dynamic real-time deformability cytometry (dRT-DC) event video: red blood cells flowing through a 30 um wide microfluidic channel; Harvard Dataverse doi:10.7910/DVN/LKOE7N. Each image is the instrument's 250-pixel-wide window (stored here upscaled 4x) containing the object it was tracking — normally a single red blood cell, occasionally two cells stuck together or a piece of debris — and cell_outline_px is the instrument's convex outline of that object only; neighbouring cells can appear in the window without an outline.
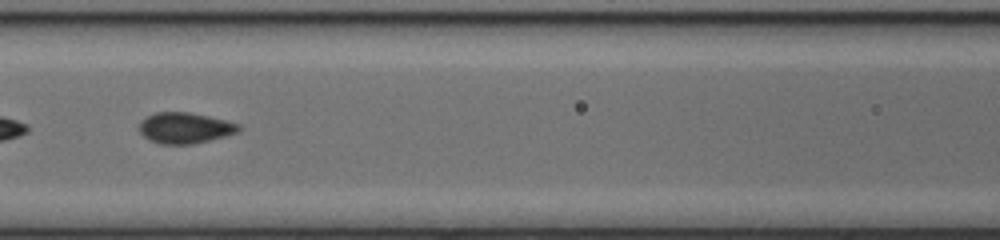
{"species": "common noctule bat (a hibernating species)", "species_latin": "Nyctalus noctula", "temperature_condition": "cold", "stored_images_in_passage": 50, "segment_of_instrument_passage": [2, 2], "camera_frame_rate_fps": 3000, "um_per_image_px": 0.085, "animal": {"sex": "female", "body_mass_g": 17.0, "forearm_length_mm": 48.0}, "frame": {"image": 1, "passage_image": 22, "time_ms": 7.0, "image_size_px": [1000, 240], "cell_outline_px": [[244, 128], [240, 132], [192, 144], [160, 144], [148, 140], [140, 132], [140, 120], [156, 112], [188, 112], [228, 120], [240, 124]], "centroid_in_image_um": [15.76, 10.87], "position_along_channel_um": 150.8, "area_um2": 18.03}}
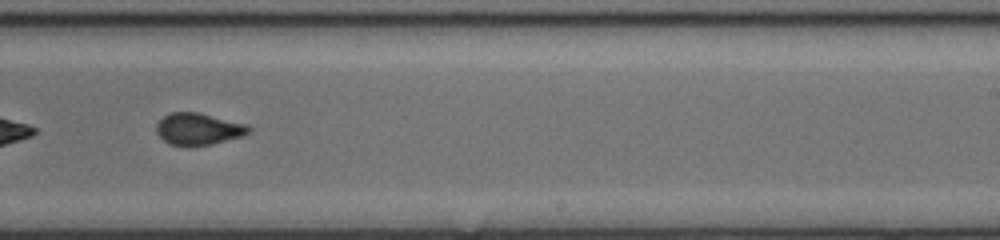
{"frame": {"image": 2, "passage_image": 31, "time_ms": 10.0, "image_size_px": [1000, 240], "cell_outline_px": [[252, 132], [244, 136], [212, 144], [188, 148], [168, 144], [156, 132], [156, 124], [168, 112], [200, 112], [244, 124], [252, 128]], "centroid_in_image_um": [16.85, 10.99], "position_along_channel_um": 272.1, "area_um2": 17.57}}
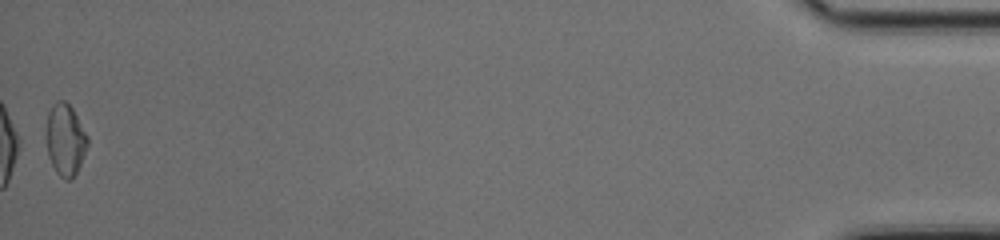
{"frame": {"image": 3, "passage_image": 50, "time_ms": 16.333, "image_size_px": [1000, 240], "cell_outline_px": [[88, 144], [80, 164], [76, 172], [68, 180], [64, 180], [56, 172], [48, 156], [44, 136], [48, 112], [56, 100], [64, 100], [72, 108], [88, 136]], "centroid_in_image_um": [5.51, 11.85], "position_along_channel_um": 429.7, "area_um2": 17.4}}